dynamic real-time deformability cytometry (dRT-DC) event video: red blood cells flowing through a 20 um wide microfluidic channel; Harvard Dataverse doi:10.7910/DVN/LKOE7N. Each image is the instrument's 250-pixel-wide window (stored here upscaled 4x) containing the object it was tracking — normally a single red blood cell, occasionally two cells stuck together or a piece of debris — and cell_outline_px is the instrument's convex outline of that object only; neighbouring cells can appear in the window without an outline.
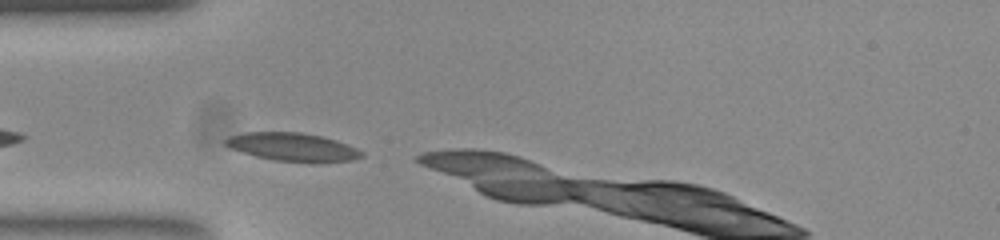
{"species": "common noctule bat (a hibernating species)", "species_latin": "Nyctalus noctula", "temperature_condition": "room temperature", "stored_images_in_passage": 4, "camera_frame_rate_fps": 3000, "um_per_image_px": 0.085, "animal": {"sex": "female", "body_mass_g": 23.0, "forearm_length_mm": 53.4}, "frame": {"image": 1, "passage_image": 1, "time_ms": 0.0, "image_size_px": [1000, 240], "cell_outline_px": [[364, 156], [352, 160], [312, 164], [276, 160], [256, 156], [232, 148], [224, 144], [224, 140], [228, 136], [244, 132], [300, 132], [320, 136], [336, 140], [356, 148], [364, 152]], "centroid_in_image_um": [24.91, 12.51], "position_along_channel_um": 60.1, "area_um2": 22.6}}